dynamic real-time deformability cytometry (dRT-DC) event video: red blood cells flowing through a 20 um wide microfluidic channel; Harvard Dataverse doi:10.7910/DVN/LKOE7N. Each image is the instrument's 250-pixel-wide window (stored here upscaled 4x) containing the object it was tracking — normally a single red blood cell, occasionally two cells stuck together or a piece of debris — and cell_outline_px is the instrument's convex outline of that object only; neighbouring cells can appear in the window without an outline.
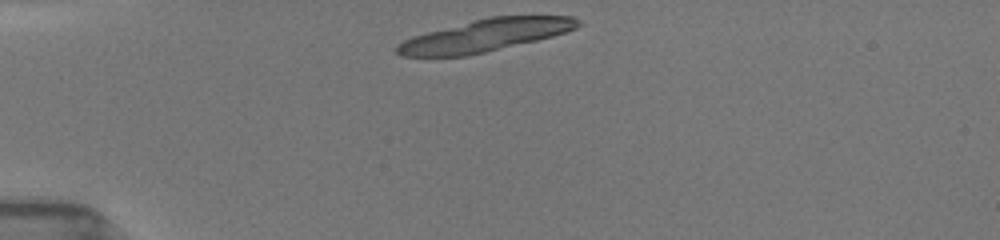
{"species": "common noctule bat (a hibernating species)", "species_latin": "Nyctalus noctula", "temperature_condition": "room temperature", "stored_images_in_passage": 12, "camera_frame_rate_fps": 3000, "um_per_image_px": 0.085, "animal": {"sex": "female", "body_mass_g": 19.5, "forearm_length_mm": 54.1}, "frame": {"image": 1, "passage_image": 1, "time_ms": 0.0, "image_size_px": [1000, 240], "cell_outline_px": [[584, 24], [576, 28], [552, 36], [536, 40], [468, 56], [400, 56], [396, 52], [396, 44], [412, 36], [472, 20], [488, 16], [572, 16], [580, 20]], "centroid_in_image_um": [41.24, 3.0], "position_along_channel_um": 43.8, "area_um2": 33.87}}